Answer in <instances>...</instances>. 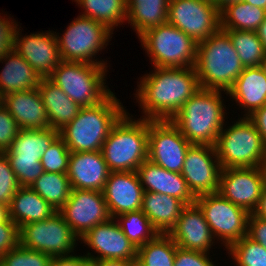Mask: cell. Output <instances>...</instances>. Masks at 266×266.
Here are the masks:
<instances>
[{"instance_id":"obj_1","label":"cell","mask_w":266,"mask_h":266,"mask_svg":"<svg viewBox=\"0 0 266 266\" xmlns=\"http://www.w3.org/2000/svg\"><path fill=\"white\" fill-rule=\"evenodd\" d=\"M138 86L135 97L148 120H170L200 89L195 67H154Z\"/></svg>"},{"instance_id":"obj_2","label":"cell","mask_w":266,"mask_h":266,"mask_svg":"<svg viewBox=\"0 0 266 266\" xmlns=\"http://www.w3.org/2000/svg\"><path fill=\"white\" fill-rule=\"evenodd\" d=\"M125 113L112 92L100 104L82 107L77 116L59 131V136L70 152L100 151L112 127Z\"/></svg>"},{"instance_id":"obj_3","label":"cell","mask_w":266,"mask_h":266,"mask_svg":"<svg viewBox=\"0 0 266 266\" xmlns=\"http://www.w3.org/2000/svg\"><path fill=\"white\" fill-rule=\"evenodd\" d=\"M221 92L200 88L170 119L191 144L215 146L225 124Z\"/></svg>"},{"instance_id":"obj_4","label":"cell","mask_w":266,"mask_h":266,"mask_svg":"<svg viewBox=\"0 0 266 266\" xmlns=\"http://www.w3.org/2000/svg\"><path fill=\"white\" fill-rule=\"evenodd\" d=\"M194 67L200 88L226 93L244 69L229 35L221 28L197 43Z\"/></svg>"},{"instance_id":"obj_5","label":"cell","mask_w":266,"mask_h":266,"mask_svg":"<svg viewBox=\"0 0 266 266\" xmlns=\"http://www.w3.org/2000/svg\"><path fill=\"white\" fill-rule=\"evenodd\" d=\"M127 114L112 127L102 145L110 172L137 171L148 157L149 120H133Z\"/></svg>"},{"instance_id":"obj_6","label":"cell","mask_w":266,"mask_h":266,"mask_svg":"<svg viewBox=\"0 0 266 266\" xmlns=\"http://www.w3.org/2000/svg\"><path fill=\"white\" fill-rule=\"evenodd\" d=\"M215 149L222 169L266 165V145L256 126L247 117L240 118L229 128H222Z\"/></svg>"},{"instance_id":"obj_7","label":"cell","mask_w":266,"mask_h":266,"mask_svg":"<svg viewBox=\"0 0 266 266\" xmlns=\"http://www.w3.org/2000/svg\"><path fill=\"white\" fill-rule=\"evenodd\" d=\"M106 65L61 61L48 77L81 107L103 102L112 92L104 83Z\"/></svg>"},{"instance_id":"obj_8","label":"cell","mask_w":266,"mask_h":266,"mask_svg":"<svg viewBox=\"0 0 266 266\" xmlns=\"http://www.w3.org/2000/svg\"><path fill=\"white\" fill-rule=\"evenodd\" d=\"M139 39L154 67L189 68L195 66L197 43L168 22L146 30L139 36Z\"/></svg>"},{"instance_id":"obj_9","label":"cell","mask_w":266,"mask_h":266,"mask_svg":"<svg viewBox=\"0 0 266 266\" xmlns=\"http://www.w3.org/2000/svg\"><path fill=\"white\" fill-rule=\"evenodd\" d=\"M111 34L113 31L104 24L92 18L78 16L68 25L62 37L55 32L61 60L106 65L107 62H97L93 56L108 45Z\"/></svg>"},{"instance_id":"obj_10","label":"cell","mask_w":266,"mask_h":266,"mask_svg":"<svg viewBox=\"0 0 266 266\" xmlns=\"http://www.w3.org/2000/svg\"><path fill=\"white\" fill-rule=\"evenodd\" d=\"M195 203L202 210L214 239L218 236L226 249L247 236L250 213L225 199L219 192L200 195Z\"/></svg>"},{"instance_id":"obj_11","label":"cell","mask_w":266,"mask_h":266,"mask_svg":"<svg viewBox=\"0 0 266 266\" xmlns=\"http://www.w3.org/2000/svg\"><path fill=\"white\" fill-rule=\"evenodd\" d=\"M19 236L21 246L51 257L69 255L79 241L58 211L44 221L21 226Z\"/></svg>"},{"instance_id":"obj_12","label":"cell","mask_w":266,"mask_h":266,"mask_svg":"<svg viewBox=\"0 0 266 266\" xmlns=\"http://www.w3.org/2000/svg\"><path fill=\"white\" fill-rule=\"evenodd\" d=\"M167 22L198 43L220 29V10L210 0H169Z\"/></svg>"},{"instance_id":"obj_13","label":"cell","mask_w":266,"mask_h":266,"mask_svg":"<svg viewBox=\"0 0 266 266\" xmlns=\"http://www.w3.org/2000/svg\"><path fill=\"white\" fill-rule=\"evenodd\" d=\"M190 145L170 120H149V161L168 171L181 173Z\"/></svg>"},{"instance_id":"obj_14","label":"cell","mask_w":266,"mask_h":266,"mask_svg":"<svg viewBox=\"0 0 266 266\" xmlns=\"http://www.w3.org/2000/svg\"><path fill=\"white\" fill-rule=\"evenodd\" d=\"M58 212L79 239L111 218L103 192L93 190L72 189L69 199Z\"/></svg>"},{"instance_id":"obj_15","label":"cell","mask_w":266,"mask_h":266,"mask_svg":"<svg viewBox=\"0 0 266 266\" xmlns=\"http://www.w3.org/2000/svg\"><path fill=\"white\" fill-rule=\"evenodd\" d=\"M266 184V168H223L218 192L233 204L252 213Z\"/></svg>"},{"instance_id":"obj_16","label":"cell","mask_w":266,"mask_h":266,"mask_svg":"<svg viewBox=\"0 0 266 266\" xmlns=\"http://www.w3.org/2000/svg\"><path fill=\"white\" fill-rule=\"evenodd\" d=\"M221 170L215 146L191 144L181 174L193 195L198 197L218 192Z\"/></svg>"},{"instance_id":"obj_17","label":"cell","mask_w":266,"mask_h":266,"mask_svg":"<svg viewBox=\"0 0 266 266\" xmlns=\"http://www.w3.org/2000/svg\"><path fill=\"white\" fill-rule=\"evenodd\" d=\"M114 220L110 218L96 225L79 239L99 253L96 257L90 252L87 254L92 262L106 259L136 260L137 248Z\"/></svg>"},{"instance_id":"obj_18","label":"cell","mask_w":266,"mask_h":266,"mask_svg":"<svg viewBox=\"0 0 266 266\" xmlns=\"http://www.w3.org/2000/svg\"><path fill=\"white\" fill-rule=\"evenodd\" d=\"M20 30L16 33L14 50L41 78H48L62 61L55 33L49 30L21 37Z\"/></svg>"},{"instance_id":"obj_19","label":"cell","mask_w":266,"mask_h":266,"mask_svg":"<svg viewBox=\"0 0 266 266\" xmlns=\"http://www.w3.org/2000/svg\"><path fill=\"white\" fill-rule=\"evenodd\" d=\"M102 192L111 218L142 208L144 189L136 171L110 172Z\"/></svg>"},{"instance_id":"obj_20","label":"cell","mask_w":266,"mask_h":266,"mask_svg":"<svg viewBox=\"0 0 266 266\" xmlns=\"http://www.w3.org/2000/svg\"><path fill=\"white\" fill-rule=\"evenodd\" d=\"M168 235L181 249L209 253L215 243L204 214L196 204L186 205Z\"/></svg>"},{"instance_id":"obj_21","label":"cell","mask_w":266,"mask_h":266,"mask_svg":"<svg viewBox=\"0 0 266 266\" xmlns=\"http://www.w3.org/2000/svg\"><path fill=\"white\" fill-rule=\"evenodd\" d=\"M110 174L100 151L71 152L67 176L72 189L103 191Z\"/></svg>"},{"instance_id":"obj_22","label":"cell","mask_w":266,"mask_h":266,"mask_svg":"<svg viewBox=\"0 0 266 266\" xmlns=\"http://www.w3.org/2000/svg\"><path fill=\"white\" fill-rule=\"evenodd\" d=\"M136 172L144 191L175 197L185 205L195 203L196 197L181 173L168 171L148 159L137 168Z\"/></svg>"},{"instance_id":"obj_23","label":"cell","mask_w":266,"mask_h":266,"mask_svg":"<svg viewBox=\"0 0 266 266\" xmlns=\"http://www.w3.org/2000/svg\"><path fill=\"white\" fill-rule=\"evenodd\" d=\"M2 99L4 108L16 120L21 130H38L50 127L38 88L8 93Z\"/></svg>"},{"instance_id":"obj_24","label":"cell","mask_w":266,"mask_h":266,"mask_svg":"<svg viewBox=\"0 0 266 266\" xmlns=\"http://www.w3.org/2000/svg\"><path fill=\"white\" fill-rule=\"evenodd\" d=\"M231 96L243 110L245 117L266 104V74L261 66L244 67L233 87L226 93ZM247 109V110H246Z\"/></svg>"},{"instance_id":"obj_25","label":"cell","mask_w":266,"mask_h":266,"mask_svg":"<svg viewBox=\"0 0 266 266\" xmlns=\"http://www.w3.org/2000/svg\"><path fill=\"white\" fill-rule=\"evenodd\" d=\"M38 91L44 103L51 129L60 131L77 116L82 108L49 78L41 79Z\"/></svg>"},{"instance_id":"obj_26","label":"cell","mask_w":266,"mask_h":266,"mask_svg":"<svg viewBox=\"0 0 266 266\" xmlns=\"http://www.w3.org/2000/svg\"><path fill=\"white\" fill-rule=\"evenodd\" d=\"M5 67L0 72V97L8 93L38 88L41 77L15 50L4 58Z\"/></svg>"},{"instance_id":"obj_27","label":"cell","mask_w":266,"mask_h":266,"mask_svg":"<svg viewBox=\"0 0 266 266\" xmlns=\"http://www.w3.org/2000/svg\"><path fill=\"white\" fill-rule=\"evenodd\" d=\"M185 206L175 197L144 191L141 210L159 233L168 234Z\"/></svg>"},{"instance_id":"obj_28","label":"cell","mask_w":266,"mask_h":266,"mask_svg":"<svg viewBox=\"0 0 266 266\" xmlns=\"http://www.w3.org/2000/svg\"><path fill=\"white\" fill-rule=\"evenodd\" d=\"M57 212L31 187H20L9 205V218L20 228L23 225L44 221Z\"/></svg>"},{"instance_id":"obj_29","label":"cell","mask_w":266,"mask_h":266,"mask_svg":"<svg viewBox=\"0 0 266 266\" xmlns=\"http://www.w3.org/2000/svg\"><path fill=\"white\" fill-rule=\"evenodd\" d=\"M59 136V131L46 128L38 130H19L9 150L5 151L8 159L41 160L42 154Z\"/></svg>"},{"instance_id":"obj_30","label":"cell","mask_w":266,"mask_h":266,"mask_svg":"<svg viewBox=\"0 0 266 266\" xmlns=\"http://www.w3.org/2000/svg\"><path fill=\"white\" fill-rule=\"evenodd\" d=\"M169 0H127L128 23L138 37L146 30L167 23Z\"/></svg>"},{"instance_id":"obj_31","label":"cell","mask_w":266,"mask_h":266,"mask_svg":"<svg viewBox=\"0 0 266 266\" xmlns=\"http://www.w3.org/2000/svg\"><path fill=\"white\" fill-rule=\"evenodd\" d=\"M265 17V9L238 1L220 10V28L222 30L256 31Z\"/></svg>"},{"instance_id":"obj_32","label":"cell","mask_w":266,"mask_h":266,"mask_svg":"<svg viewBox=\"0 0 266 266\" xmlns=\"http://www.w3.org/2000/svg\"><path fill=\"white\" fill-rule=\"evenodd\" d=\"M84 12L81 16L104 24L111 31L126 21L127 0H74Z\"/></svg>"},{"instance_id":"obj_33","label":"cell","mask_w":266,"mask_h":266,"mask_svg":"<svg viewBox=\"0 0 266 266\" xmlns=\"http://www.w3.org/2000/svg\"><path fill=\"white\" fill-rule=\"evenodd\" d=\"M176 247L168 234L159 233L137 248L135 266H174Z\"/></svg>"},{"instance_id":"obj_34","label":"cell","mask_w":266,"mask_h":266,"mask_svg":"<svg viewBox=\"0 0 266 266\" xmlns=\"http://www.w3.org/2000/svg\"><path fill=\"white\" fill-rule=\"evenodd\" d=\"M31 188L58 211L69 199L72 187L67 174L43 172Z\"/></svg>"},{"instance_id":"obj_35","label":"cell","mask_w":266,"mask_h":266,"mask_svg":"<svg viewBox=\"0 0 266 266\" xmlns=\"http://www.w3.org/2000/svg\"><path fill=\"white\" fill-rule=\"evenodd\" d=\"M239 56L244 67H258L262 65L265 58L263 44L256 31L246 30H224Z\"/></svg>"},{"instance_id":"obj_36","label":"cell","mask_w":266,"mask_h":266,"mask_svg":"<svg viewBox=\"0 0 266 266\" xmlns=\"http://www.w3.org/2000/svg\"><path fill=\"white\" fill-rule=\"evenodd\" d=\"M114 219L136 248L143 246L159 234L142 210L127 212Z\"/></svg>"},{"instance_id":"obj_37","label":"cell","mask_w":266,"mask_h":266,"mask_svg":"<svg viewBox=\"0 0 266 266\" xmlns=\"http://www.w3.org/2000/svg\"><path fill=\"white\" fill-rule=\"evenodd\" d=\"M238 266H266V248L244 236L228 250Z\"/></svg>"},{"instance_id":"obj_38","label":"cell","mask_w":266,"mask_h":266,"mask_svg":"<svg viewBox=\"0 0 266 266\" xmlns=\"http://www.w3.org/2000/svg\"><path fill=\"white\" fill-rule=\"evenodd\" d=\"M70 154L66 143L58 136L41 156L43 171L67 174Z\"/></svg>"},{"instance_id":"obj_39","label":"cell","mask_w":266,"mask_h":266,"mask_svg":"<svg viewBox=\"0 0 266 266\" xmlns=\"http://www.w3.org/2000/svg\"><path fill=\"white\" fill-rule=\"evenodd\" d=\"M52 257L40 251L27 249L20 244L0 259V266H48Z\"/></svg>"},{"instance_id":"obj_40","label":"cell","mask_w":266,"mask_h":266,"mask_svg":"<svg viewBox=\"0 0 266 266\" xmlns=\"http://www.w3.org/2000/svg\"><path fill=\"white\" fill-rule=\"evenodd\" d=\"M19 188L20 184L6 154L0 153V203L9 206Z\"/></svg>"},{"instance_id":"obj_41","label":"cell","mask_w":266,"mask_h":266,"mask_svg":"<svg viewBox=\"0 0 266 266\" xmlns=\"http://www.w3.org/2000/svg\"><path fill=\"white\" fill-rule=\"evenodd\" d=\"M20 187H31L44 172L40 160L8 159Z\"/></svg>"},{"instance_id":"obj_42","label":"cell","mask_w":266,"mask_h":266,"mask_svg":"<svg viewBox=\"0 0 266 266\" xmlns=\"http://www.w3.org/2000/svg\"><path fill=\"white\" fill-rule=\"evenodd\" d=\"M20 128L16 120L3 107L0 110V153L9 150L12 142L16 139Z\"/></svg>"},{"instance_id":"obj_43","label":"cell","mask_w":266,"mask_h":266,"mask_svg":"<svg viewBox=\"0 0 266 266\" xmlns=\"http://www.w3.org/2000/svg\"><path fill=\"white\" fill-rule=\"evenodd\" d=\"M208 253L176 247L174 266H216Z\"/></svg>"},{"instance_id":"obj_44","label":"cell","mask_w":266,"mask_h":266,"mask_svg":"<svg viewBox=\"0 0 266 266\" xmlns=\"http://www.w3.org/2000/svg\"><path fill=\"white\" fill-rule=\"evenodd\" d=\"M11 18L0 16V59L4 58L10 51L14 50L18 24ZM16 25V26H15Z\"/></svg>"},{"instance_id":"obj_45","label":"cell","mask_w":266,"mask_h":266,"mask_svg":"<svg viewBox=\"0 0 266 266\" xmlns=\"http://www.w3.org/2000/svg\"><path fill=\"white\" fill-rule=\"evenodd\" d=\"M19 244V227L10 218L5 223H0V259Z\"/></svg>"},{"instance_id":"obj_46","label":"cell","mask_w":266,"mask_h":266,"mask_svg":"<svg viewBox=\"0 0 266 266\" xmlns=\"http://www.w3.org/2000/svg\"><path fill=\"white\" fill-rule=\"evenodd\" d=\"M247 237L266 248V220L250 213Z\"/></svg>"},{"instance_id":"obj_47","label":"cell","mask_w":266,"mask_h":266,"mask_svg":"<svg viewBox=\"0 0 266 266\" xmlns=\"http://www.w3.org/2000/svg\"><path fill=\"white\" fill-rule=\"evenodd\" d=\"M48 266H92V261L86 254L85 256L64 255L52 257Z\"/></svg>"},{"instance_id":"obj_48","label":"cell","mask_w":266,"mask_h":266,"mask_svg":"<svg viewBox=\"0 0 266 266\" xmlns=\"http://www.w3.org/2000/svg\"><path fill=\"white\" fill-rule=\"evenodd\" d=\"M247 118L256 126V129L261 134L263 142L266 145V104L254 111Z\"/></svg>"},{"instance_id":"obj_49","label":"cell","mask_w":266,"mask_h":266,"mask_svg":"<svg viewBox=\"0 0 266 266\" xmlns=\"http://www.w3.org/2000/svg\"><path fill=\"white\" fill-rule=\"evenodd\" d=\"M136 260L106 259L92 262V266H135Z\"/></svg>"},{"instance_id":"obj_50","label":"cell","mask_w":266,"mask_h":266,"mask_svg":"<svg viewBox=\"0 0 266 266\" xmlns=\"http://www.w3.org/2000/svg\"><path fill=\"white\" fill-rule=\"evenodd\" d=\"M252 213L259 218L266 220V184L264 185V188L262 190L258 205Z\"/></svg>"},{"instance_id":"obj_51","label":"cell","mask_w":266,"mask_h":266,"mask_svg":"<svg viewBox=\"0 0 266 266\" xmlns=\"http://www.w3.org/2000/svg\"><path fill=\"white\" fill-rule=\"evenodd\" d=\"M256 33L258 38L260 39L261 43L263 44V48L266 52V17L262 21V23L258 26Z\"/></svg>"},{"instance_id":"obj_52","label":"cell","mask_w":266,"mask_h":266,"mask_svg":"<svg viewBox=\"0 0 266 266\" xmlns=\"http://www.w3.org/2000/svg\"><path fill=\"white\" fill-rule=\"evenodd\" d=\"M9 219V206L0 203V223H5Z\"/></svg>"},{"instance_id":"obj_53","label":"cell","mask_w":266,"mask_h":266,"mask_svg":"<svg viewBox=\"0 0 266 266\" xmlns=\"http://www.w3.org/2000/svg\"><path fill=\"white\" fill-rule=\"evenodd\" d=\"M241 0H212V2L214 3V5L221 10L222 8H224L226 5L230 4V3H234V2H238Z\"/></svg>"},{"instance_id":"obj_54","label":"cell","mask_w":266,"mask_h":266,"mask_svg":"<svg viewBox=\"0 0 266 266\" xmlns=\"http://www.w3.org/2000/svg\"><path fill=\"white\" fill-rule=\"evenodd\" d=\"M249 3L252 6H257L266 10V0H241Z\"/></svg>"},{"instance_id":"obj_55","label":"cell","mask_w":266,"mask_h":266,"mask_svg":"<svg viewBox=\"0 0 266 266\" xmlns=\"http://www.w3.org/2000/svg\"><path fill=\"white\" fill-rule=\"evenodd\" d=\"M261 67L263 68V70L265 71V74H266V54H265V58H264V60L262 62Z\"/></svg>"},{"instance_id":"obj_56","label":"cell","mask_w":266,"mask_h":266,"mask_svg":"<svg viewBox=\"0 0 266 266\" xmlns=\"http://www.w3.org/2000/svg\"><path fill=\"white\" fill-rule=\"evenodd\" d=\"M4 106H3V99H2V97H0V110L3 108Z\"/></svg>"}]
</instances>
